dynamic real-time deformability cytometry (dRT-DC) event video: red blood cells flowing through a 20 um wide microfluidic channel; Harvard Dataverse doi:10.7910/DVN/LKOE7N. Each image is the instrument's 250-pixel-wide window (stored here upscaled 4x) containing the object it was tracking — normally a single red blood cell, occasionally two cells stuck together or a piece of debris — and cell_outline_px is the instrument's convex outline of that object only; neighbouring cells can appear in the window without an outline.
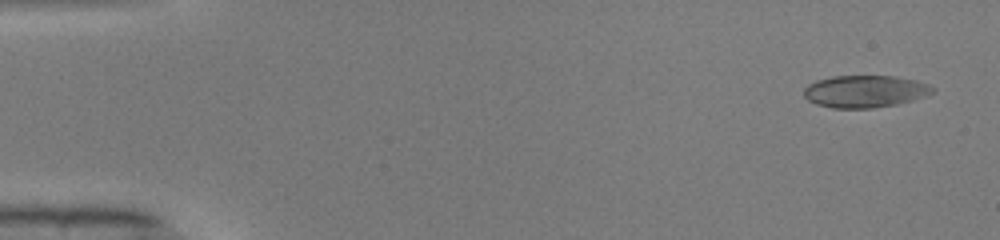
{"species": "common noctule bat (a hibernating species)", "species_latin": "Nyctalus noctula", "temperature_condition": "warm", "stored_images_in_passage": 49, "camera_frame_rate_fps": 3000, "um_per_image_px": 0.085, "animal": {"sex": "male", "body_mass_g": 19.0, "forearm_length_mm": 50.8}, "frame": {"image": 1, "passage_image": 2, "time_ms": 0.333, "image_size_px": [1000, 240], "cell_outline_px": [[936, 92], [912, 100], [896, 104], [872, 108], [832, 108], [816, 104], [808, 100], [804, 96], [804, 88], [808, 84], [816, 80], [832, 76], [892, 76], [916, 80], [928, 84], [936, 88]], "centroid_in_image_um": [73.52, 7.76], "position_along_channel_um": 11.5, "area_um2": 24.22}}
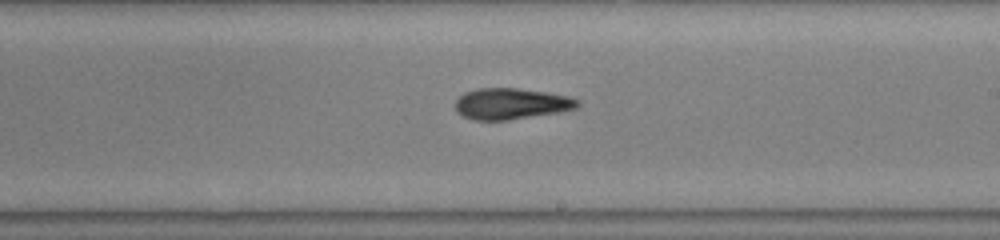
{"frame": {"image": 2, "passage_image": 29, "time_ms": 9.333, "image_size_px": [1000, 240], "cell_outline_px": [[580, 104], [576, 108], [556, 112], [508, 120], [476, 120], [464, 116], [456, 112], [456, 100], [464, 92], [480, 88], [516, 88], [544, 92], [568, 96], [580, 100]], "centroid_in_image_um": [43.43, 8.81], "position_along_channel_um": 245.6, "area_um2": 21.91}}
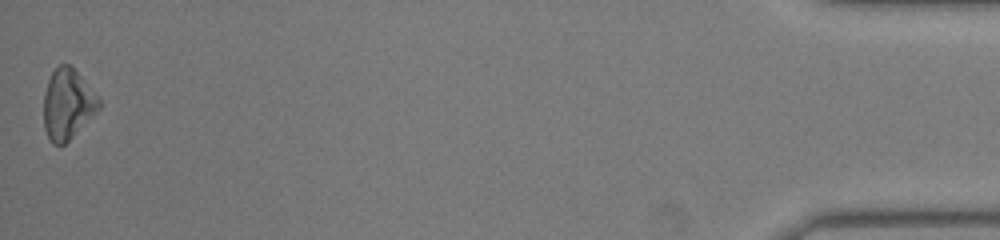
{"frame": {"image": 3, "passage_image": 49, "time_ms": 16.0, "image_size_px": [1000, 240], "cell_outline_px": [[104, 104], [64, 144], [52, 144], [44, 128], [44, 92], [48, 80], [52, 72], [60, 64], [68, 64], [80, 76]], "centroid_in_image_um": [5.74, 8.85], "position_along_channel_um": 429.5, "area_um2": 22.2}, "authors_computed_cell_mechanics": {"area_um2": 22.542, "velocity_mm_per_s": 4.101, "shape_relaxation_time_tau1_ms": null, "shape_relaxation_time_tau2_ms": 4.6619, "deformation_change_tau1": null, "deformation_change_tau2": 0.1293}}